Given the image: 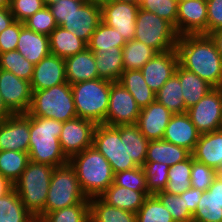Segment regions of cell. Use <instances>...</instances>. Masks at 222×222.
<instances>
[{"label":"cell","instance_id":"cell-14","mask_svg":"<svg viewBox=\"0 0 222 222\" xmlns=\"http://www.w3.org/2000/svg\"><path fill=\"white\" fill-rule=\"evenodd\" d=\"M138 10L139 4L114 0L101 6V18L108 26L116 29L125 41H130L135 36Z\"/></svg>","mask_w":222,"mask_h":222},{"label":"cell","instance_id":"cell-63","mask_svg":"<svg viewBox=\"0 0 222 222\" xmlns=\"http://www.w3.org/2000/svg\"><path fill=\"white\" fill-rule=\"evenodd\" d=\"M75 1H78V2H80V3H90V0H75Z\"/></svg>","mask_w":222,"mask_h":222},{"label":"cell","instance_id":"cell-25","mask_svg":"<svg viewBox=\"0 0 222 222\" xmlns=\"http://www.w3.org/2000/svg\"><path fill=\"white\" fill-rule=\"evenodd\" d=\"M148 196L144 191H134L112 183L99 197L110 206L137 213Z\"/></svg>","mask_w":222,"mask_h":222},{"label":"cell","instance_id":"cell-37","mask_svg":"<svg viewBox=\"0 0 222 222\" xmlns=\"http://www.w3.org/2000/svg\"><path fill=\"white\" fill-rule=\"evenodd\" d=\"M192 168V155L185 161L169 167L168 183L164 192L180 195L191 187L190 173Z\"/></svg>","mask_w":222,"mask_h":222},{"label":"cell","instance_id":"cell-4","mask_svg":"<svg viewBox=\"0 0 222 222\" xmlns=\"http://www.w3.org/2000/svg\"><path fill=\"white\" fill-rule=\"evenodd\" d=\"M54 167L29 161L20 178L14 183L25 209L36 219L45 216V204Z\"/></svg>","mask_w":222,"mask_h":222},{"label":"cell","instance_id":"cell-39","mask_svg":"<svg viewBox=\"0 0 222 222\" xmlns=\"http://www.w3.org/2000/svg\"><path fill=\"white\" fill-rule=\"evenodd\" d=\"M148 144L149 140L140 132L136 124L126 125L127 154L137 166L144 165Z\"/></svg>","mask_w":222,"mask_h":222},{"label":"cell","instance_id":"cell-51","mask_svg":"<svg viewBox=\"0 0 222 222\" xmlns=\"http://www.w3.org/2000/svg\"><path fill=\"white\" fill-rule=\"evenodd\" d=\"M83 3L75 0H59L49 5L57 26H61Z\"/></svg>","mask_w":222,"mask_h":222},{"label":"cell","instance_id":"cell-64","mask_svg":"<svg viewBox=\"0 0 222 222\" xmlns=\"http://www.w3.org/2000/svg\"><path fill=\"white\" fill-rule=\"evenodd\" d=\"M33 222H42V221L36 218Z\"/></svg>","mask_w":222,"mask_h":222},{"label":"cell","instance_id":"cell-1","mask_svg":"<svg viewBox=\"0 0 222 222\" xmlns=\"http://www.w3.org/2000/svg\"><path fill=\"white\" fill-rule=\"evenodd\" d=\"M179 65L214 88L222 87V56L210 35H182L176 44Z\"/></svg>","mask_w":222,"mask_h":222},{"label":"cell","instance_id":"cell-59","mask_svg":"<svg viewBox=\"0 0 222 222\" xmlns=\"http://www.w3.org/2000/svg\"><path fill=\"white\" fill-rule=\"evenodd\" d=\"M112 1H114V0H90V3H93V4L101 7L102 5L112 2Z\"/></svg>","mask_w":222,"mask_h":222},{"label":"cell","instance_id":"cell-27","mask_svg":"<svg viewBox=\"0 0 222 222\" xmlns=\"http://www.w3.org/2000/svg\"><path fill=\"white\" fill-rule=\"evenodd\" d=\"M122 49L123 47H113L108 50H97L94 53L99 79L119 81L124 71Z\"/></svg>","mask_w":222,"mask_h":222},{"label":"cell","instance_id":"cell-28","mask_svg":"<svg viewBox=\"0 0 222 222\" xmlns=\"http://www.w3.org/2000/svg\"><path fill=\"white\" fill-rule=\"evenodd\" d=\"M192 153L180 146L162 140L149 141L145 161L164 163L171 167L172 165L185 161Z\"/></svg>","mask_w":222,"mask_h":222},{"label":"cell","instance_id":"cell-62","mask_svg":"<svg viewBox=\"0 0 222 222\" xmlns=\"http://www.w3.org/2000/svg\"><path fill=\"white\" fill-rule=\"evenodd\" d=\"M120 2H129V3H134V4H139V0H116Z\"/></svg>","mask_w":222,"mask_h":222},{"label":"cell","instance_id":"cell-46","mask_svg":"<svg viewBox=\"0 0 222 222\" xmlns=\"http://www.w3.org/2000/svg\"><path fill=\"white\" fill-rule=\"evenodd\" d=\"M113 183L120 187H126L134 191H144L148 195H152L148 191L145 173L140 166L115 173Z\"/></svg>","mask_w":222,"mask_h":222},{"label":"cell","instance_id":"cell-20","mask_svg":"<svg viewBox=\"0 0 222 222\" xmlns=\"http://www.w3.org/2000/svg\"><path fill=\"white\" fill-rule=\"evenodd\" d=\"M173 113L156 100L140 110L137 126L149 140H162Z\"/></svg>","mask_w":222,"mask_h":222},{"label":"cell","instance_id":"cell-5","mask_svg":"<svg viewBox=\"0 0 222 222\" xmlns=\"http://www.w3.org/2000/svg\"><path fill=\"white\" fill-rule=\"evenodd\" d=\"M27 114L61 122L77 118L71 85L66 82L43 90H32Z\"/></svg>","mask_w":222,"mask_h":222},{"label":"cell","instance_id":"cell-11","mask_svg":"<svg viewBox=\"0 0 222 222\" xmlns=\"http://www.w3.org/2000/svg\"><path fill=\"white\" fill-rule=\"evenodd\" d=\"M200 134L222 128V89L213 88L197 104L187 109Z\"/></svg>","mask_w":222,"mask_h":222},{"label":"cell","instance_id":"cell-55","mask_svg":"<svg viewBox=\"0 0 222 222\" xmlns=\"http://www.w3.org/2000/svg\"><path fill=\"white\" fill-rule=\"evenodd\" d=\"M14 21V17L10 12L9 7H0V33Z\"/></svg>","mask_w":222,"mask_h":222},{"label":"cell","instance_id":"cell-44","mask_svg":"<svg viewBox=\"0 0 222 222\" xmlns=\"http://www.w3.org/2000/svg\"><path fill=\"white\" fill-rule=\"evenodd\" d=\"M169 211L175 222H192L193 214L187 209L180 195L160 191L154 194Z\"/></svg>","mask_w":222,"mask_h":222},{"label":"cell","instance_id":"cell-49","mask_svg":"<svg viewBox=\"0 0 222 222\" xmlns=\"http://www.w3.org/2000/svg\"><path fill=\"white\" fill-rule=\"evenodd\" d=\"M43 7V0H10L9 9L14 20L24 22Z\"/></svg>","mask_w":222,"mask_h":222},{"label":"cell","instance_id":"cell-43","mask_svg":"<svg viewBox=\"0 0 222 222\" xmlns=\"http://www.w3.org/2000/svg\"><path fill=\"white\" fill-rule=\"evenodd\" d=\"M142 168L145 173L148 191L151 194L164 191L168 183L169 166L160 162L145 161Z\"/></svg>","mask_w":222,"mask_h":222},{"label":"cell","instance_id":"cell-3","mask_svg":"<svg viewBox=\"0 0 222 222\" xmlns=\"http://www.w3.org/2000/svg\"><path fill=\"white\" fill-rule=\"evenodd\" d=\"M87 198L99 197L112 183L114 172L108 160L93 146L69 158Z\"/></svg>","mask_w":222,"mask_h":222},{"label":"cell","instance_id":"cell-36","mask_svg":"<svg viewBox=\"0 0 222 222\" xmlns=\"http://www.w3.org/2000/svg\"><path fill=\"white\" fill-rule=\"evenodd\" d=\"M125 44V39L116 29L101 21L93 32L91 39L87 44V48L95 53L97 50H108L113 49V47H123Z\"/></svg>","mask_w":222,"mask_h":222},{"label":"cell","instance_id":"cell-33","mask_svg":"<svg viewBox=\"0 0 222 222\" xmlns=\"http://www.w3.org/2000/svg\"><path fill=\"white\" fill-rule=\"evenodd\" d=\"M156 53L153 48L141 41H126L122 49L124 70H140Z\"/></svg>","mask_w":222,"mask_h":222},{"label":"cell","instance_id":"cell-58","mask_svg":"<svg viewBox=\"0 0 222 222\" xmlns=\"http://www.w3.org/2000/svg\"><path fill=\"white\" fill-rule=\"evenodd\" d=\"M13 113L7 108L3 99L0 96V122L9 118Z\"/></svg>","mask_w":222,"mask_h":222},{"label":"cell","instance_id":"cell-16","mask_svg":"<svg viewBox=\"0 0 222 222\" xmlns=\"http://www.w3.org/2000/svg\"><path fill=\"white\" fill-rule=\"evenodd\" d=\"M176 33L182 35H207V1L187 0L178 3Z\"/></svg>","mask_w":222,"mask_h":222},{"label":"cell","instance_id":"cell-29","mask_svg":"<svg viewBox=\"0 0 222 222\" xmlns=\"http://www.w3.org/2000/svg\"><path fill=\"white\" fill-rule=\"evenodd\" d=\"M50 53L62 59L71 57L87 48V44L74 32L57 26L49 35Z\"/></svg>","mask_w":222,"mask_h":222},{"label":"cell","instance_id":"cell-45","mask_svg":"<svg viewBox=\"0 0 222 222\" xmlns=\"http://www.w3.org/2000/svg\"><path fill=\"white\" fill-rule=\"evenodd\" d=\"M139 8L167 20L174 26L176 31L177 0H139Z\"/></svg>","mask_w":222,"mask_h":222},{"label":"cell","instance_id":"cell-15","mask_svg":"<svg viewBox=\"0 0 222 222\" xmlns=\"http://www.w3.org/2000/svg\"><path fill=\"white\" fill-rule=\"evenodd\" d=\"M30 142V115L13 114L0 122V151L28 152Z\"/></svg>","mask_w":222,"mask_h":222},{"label":"cell","instance_id":"cell-17","mask_svg":"<svg viewBox=\"0 0 222 222\" xmlns=\"http://www.w3.org/2000/svg\"><path fill=\"white\" fill-rule=\"evenodd\" d=\"M179 65L176 49L156 53L141 69L143 78L152 91L157 93L171 78Z\"/></svg>","mask_w":222,"mask_h":222},{"label":"cell","instance_id":"cell-61","mask_svg":"<svg viewBox=\"0 0 222 222\" xmlns=\"http://www.w3.org/2000/svg\"><path fill=\"white\" fill-rule=\"evenodd\" d=\"M59 0H43L45 6H49L53 3L58 2Z\"/></svg>","mask_w":222,"mask_h":222},{"label":"cell","instance_id":"cell-24","mask_svg":"<svg viewBox=\"0 0 222 222\" xmlns=\"http://www.w3.org/2000/svg\"><path fill=\"white\" fill-rule=\"evenodd\" d=\"M16 50L34 65L50 54L49 36L21 28Z\"/></svg>","mask_w":222,"mask_h":222},{"label":"cell","instance_id":"cell-32","mask_svg":"<svg viewBox=\"0 0 222 222\" xmlns=\"http://www.w3.org/2000/svg\"><path fill=\"white\" fill-rule=\"evenodd\" d=\"M155 100L173 114L187 113L181 83L175 74L155 94Z\"/></svg>","mask_w":222,"mask_h":222},{"label":"cell","instance_id":"cell-9","mask_svg":"<svg viewBox=\"0 0 222 222\" xmlns=\"http://www.w3.org/2000/svg\"><path fill=\"white\" fill-rule=\"evenodd\" d=\"M135 24V40L145 43L157 53L176 49L179 36L167 20L139 8Z\"/></svg>","mask_w":222,"mask_h":222},{"label":"cell","instance_id":"cell-50","mask_svg":"<svg viewBox=\"0 0 222 222\" xmlns=\"http://www.w3.org/2000/svg\"><path fill=\"white\" fill-rule=\"evenodd\" d=\"M24 22L14 21L0 33V53L16 50L21 28Z\"/></svg>","mask_w":222,"mask_h":222},{"label":"cell","instance_id":"cell-21","mask_svg":"<svg viewBox=\"0 0 222 222\" xmlns=\"http://www.w3.org/2000/svg\"><path fill=\"white\" fill-rule=\"evenodd\" d=\"M200 133L187 113L173 114L166 126L163 140L193 152Z\"/></svg>","mask_w":222,"mask_h":222},{"label":"cell","instance_id":"cell-42","mask_svg":"<svg viewBox=\"0 0 222 222\" xmlns=\"http://www.w3.org/2000/svg\"><path fill=\"white\" fill-rule=\"evenodd\" d=\"M192 222H222V207L208 191L202 192Z\"/></svg>","mask_w":222,"mask_h":222},{"label":"cell","instance_id":"cell-47","mask_svg":"<svg viewBox=\"0 0 222 222\" xmlns=\"http://www.w3.org/2000/svg\"><path fill=\"white\" fill-rule=\"evenodd\" d=\"M219 173L212 167L193 159L190 173L191 187L207 191Z\"/></svg>","mask_w":222,"mask_h":222},{"label":"cell","instance_id":"cell-54","mask_svg":"<svg viewBox=\"0 0 222 222\" xmlns=\"http://www.w3.org/2000/svg\"><path fill=\"white\" fill-rule=\"evenodd\" d=\"M222 207V176L217 175L212 185L207 190Z\"/></svg>","mask_w":222,"mask_h":222},{"label":"cell","instance_id":"cell-26","mask_svg":"<svg viewBox=\"0 0 222 222\" xmlns=\"http://www.w3.org/2000/svg\"><path fill=\"white\" fill-rule=\"evenodd\" d=\"M175 75L179 78L186 110L197 104L214 87L180 65L177 66Z\"/></svg>","mask_w":222,"mask_h":222},{"label":"cell","instance_id":"cell-23","mask_svg":"<svg viewBox=\"0 0 222 222\" xmlns=\"http://www.w3.org/2000/svg\"><path fill=\"white\" fill-rule=\"evenodd\" d=\"M66 80L72 85L98 78L94 52L88 48L65 59Z\"/></svg>","mask_w":222,"mask_h":222},{"label":"cell","instance_id":"cell-30","mask_svg":"<svg viewBox=\"0 0 222 222\" xmlns=\"http://www.w3.org/2000/svg\"><path fill=\"white\" fill-rule=\"evenodd\" d=\"M118 82L131 93L140 109L155 101L156 93L147 85L140 70H124Z\"/></svg>","mask_w":222,"mask_h":222},{"label":"cell","instance_id":"cell-6","mask_svg":"<svg viewBox=\"0 0 222 222\" xmlns=\"http://www.w3.org/2000/svg\"><path fill=\"white\" fill-rule=\"evenodd\" d=\"M111 81L87 80L71 85L77 117L104 124L109 107Z\"/></svg>","mask_w":222,"mask_h":222},{"label":"cell","instance_id":"cell-38","mask_svg":"<svg viewBox=\"0 0 222 222\" xmlns=\"http://www.w3.org/2000/svg\"><path fill=\"white\" fill-rule=\"evenodd\" d=\"M34 66L17 50L0 53V69L10 71L28 82L32 79Z\"/></svg>","mask_w":222,"mask_h":222},{"label":"cell","instance_id":"cell-12","mask_svg":"<svg viewBox=\"0 0 222 222\" xmlns=\"http://www.w3.org/2000/svg\"><path fill=\"white\" fill-rule=\"evenodd\" d=\"M0 96L13 114H26L32 101L31 84L0 69Z\"/></svg>","mask_w":222,"mask_h":222},{"label":"cell","instance_id":"cell-13","mask_svg":"<svg viewBox=\"0 0 222 222\" xmlns=\"http://www.w3.org/2000/svg\"><path fill=\"white\" fill-rule=\"evenodd\" d=\"M96 126L93 121L79 117L63 122L59 142L68 158L92 146Z\"/></svg>","mask_w":222,"mask_h":222},{"label":"cell","instance_id":"cell-56","mask_svg":"<svg viewBox=\"0 0 222 222\" xmlns=\"http://www.w3.org/2000/svg\"><path fill=\"white\" fill-rule=\"evenodd\" d=\"M14 189V183L0 174V198L4 197Z\"/></svg>","mask_w":222,"mask_h":222},{"label":"cell","instance_id":"cell-53","mask_svg":"<svg viewBox=\"0 0 222 222\" xmlns=\"http://www.w3.org/2000/svg\"><path fill=\"white\" fill-rule=\"evenodd\" d=\"M201 190L190 187L182 194H180L181 199L184 200V203L187 209L193 214L196 211L197 205L201 199L202 195Z\"/></svg>","mask_w":222,"mask_h":222},{"label":"cell","instance_id":"cell-35","mask_svg":"<svg viewBox=\"0 0 222 222\" xmlns=\"http://www.w3.org/2000/svg\"><path fill=\"white\" fill-rule=\"evenodd\" d=\"M30 161L28 152L0 151V174L15 183Z\"/></svg>","mask_w":222,"mask_h":222},{"label":"cell","instance_id":"cell-19","mask_svg":"<svg viewBox=\"0 0 222 222\" xmlns=\"http://www.w3.org/2000/svg\"><path fill=\"white\" fill-rule=\"evenodd\" d=\"M101 21V7L93 3H84L73 12L61 27L74 32L78 38L88 44Z\"/></svg>","mask_w":222,"mask_h":222},{"label":"cell","instance_id":"cell-48","mask_svg":"<svg viewBox=\"0 0 222 222\" xmlns=\"http://www.w3.org/2000/svg\"><path fill=\"white\" fill-rule=\"evenodd\" d=\"M24 25L36 33H41L48 36L57 27L52 12L48 6L43 7L34 15L27 18L24 21Z\"/></svg>","mask_w":222,"mask_h":222},{"label":"cell","instance_id":"cell-57","mask_svg":"<svg viewBox=\"0 0 222 222\" xmlns=\"http://www.w3.org/2000/svg\"><path fill=\"white\" fill-rule=\"evenodd\" d=\"M211 38L215 41L218 51L222 56V29H219L210 34Z\"/></svg>","mask_w":222,"mask_h":222},{"label":"cell","instance_id":"cell-8","mask_svg":"<svg viewBox=\"0 0 222 222\" xmlns=\"http://www.w3.org/2000/svg\"><path fill=\"white\" fill-rule=\"evenodd\" d=\"M92 146L108 160L114 174L138 167L127 154L126 125L97 124Z\"/></svg>","mask_w":222,"mask_h":222},{"label":"cell","instance_id":"cell-7","mask_svg":"<svg viewBox=\"0 0 222 222\" xmlns=\"http://www.w3.org/2000/svg\"><path fill=\"white\" fill-rule=\"evenodd\" d=\"M45 204V215L65 207L89 202L83 193L74 168L69 162L54 167Z\"/></svg>","mask_w":222,"mask_h":222},{"label":"cell","instance_id":"cell-41","mask_svg":"<svg viewBox=\"0 0 222 222\" xmlns=\"http://www.w3.org/2000/svg\"><path fill=\"white\" fill-rule=\"evenodd\" d=\"M136 222H175L169 211L154 195H149L136 213Z\"/></svg>","mask_w":222,"mask_h":222},{"label":"cell","instance_id":"cell-31","mask_svg":"<svg viewBox=\"0 0 222 222\" xmlns=\"http://www.w3.org/2000/svg\"><path fill=\"white\" fill-rule=\"evenodd\" d=\"M90 222H136V213L116 208L100 197L89 198Z\"/></svg>","mask_w":222,"mask_h":222},{"label":"cell","instance_id":"cell-52","mask_svg":"<svg viewBox=\"0 0 222 222\" xmlns=\"http://www.w3.org/2000/svg\"><path fill=\"white\" fill-rule=\"evenodd\" d=\"M207 1V35L222 29V0Z\"/></svg>","mask_w":222,"mask_h":222},{"label":"cell","instance_id":"cell-22","mask_svg":"<svg viewBox=\"0 0 222 222\" xmlns=\"http://www.w3.org/2000/svg\"><path fill=\"white\" fill-rule=\"evenodd\" d=\"M193 159L222 171V128L210 133L200 134L192 152Z\"/></svg>","mask_w":222,"mask_h":222},{"label":"cell","instance_id":"cell-40","mask_svg":"<svg viewBox=\"0 0 222 222\" xmlns=\"http://www.w3.org/2000/svg\"><path fill=\"white\" fill-rule=\"evenodd\" d=\"M42 222H90V207L89 202H80L77 205H72L47 213L42 219Z\"/></svg>","mask_w":222,"mask_h":222},{"label":"cell","instance_id":"cell-10","mask_svg":"<svg viewBox=\"0 0 222 222\" xmlns=\"http://www.w3.org/2000/svg\"><path fill=\"white\" fill-rule=\"evenodd\" d=\"M140 110L131 93L120 82H111L109 107L104 125L116 127L137 124Z\"/></svg>","mask_w":222,"mask_h":222},{"label":"cell","instance_id":"cell-34","mask_svg":"<svg viewBox=\"0 0 222 222\" xmlns=\"http://www.w3.org/2000/svg\"><path fill=\"white\" fill-rule=\"evenodd\" d=\"M35 218L25 209L16 190L0 198V222H33Z\"/></svg>","mask_w":222,"mask_h":222},{"label":"cell","instance_id":"cell-2","mask_svg":"<svg viewBox=\"0 0 222 222\" xmlns=\"http://www.w3.org/2000/svg\"><path fill=\"white\" fill-rule=\"evenodd\" d=\"M63 122L38 116H30V160L53 167L69 162L59 142Z\"/></svg>","mask_w":222,"mask_h":222},{"label":"cell","instance_id":"cell-60","mask_svg":"<svg viewBox=\"0 0 222 222\" xmlns=\"http://www.w3.org/2000/svg\"><path fill=\"white\" fill-rule=\"evenodd\" d=\"M10 0H0V7H9Z\"/></svg>","mask_w":222,"mask_h":222},{"label":"cell","instance_id":"cell-18","mask_svg":"<svg viewBox=\"0 0 222 222\" xmlns=\"http://www.w3.org/2000/svg\"><path fill=\"white\" fill-rule=\"evenodd\" d=\"M66 82L65 59L50 53L35 64L30 84L32 90H43Z\"/></svg>","mask_w":222,"mask_h":222},{"label":"cell","instance_id":"cell-65","mask_svg":"<svg viewBox=\"0 0 222 222\" xmlns=\"http://www.w3.org/2000/svg\"><path fill=\"white\" fill-rule=\"evenodd\" d=\"M185 1H187V0H177L178 3H179V2H185Z\"/></svg>","mask_w":222,"mask_h":222}]
</instances>
